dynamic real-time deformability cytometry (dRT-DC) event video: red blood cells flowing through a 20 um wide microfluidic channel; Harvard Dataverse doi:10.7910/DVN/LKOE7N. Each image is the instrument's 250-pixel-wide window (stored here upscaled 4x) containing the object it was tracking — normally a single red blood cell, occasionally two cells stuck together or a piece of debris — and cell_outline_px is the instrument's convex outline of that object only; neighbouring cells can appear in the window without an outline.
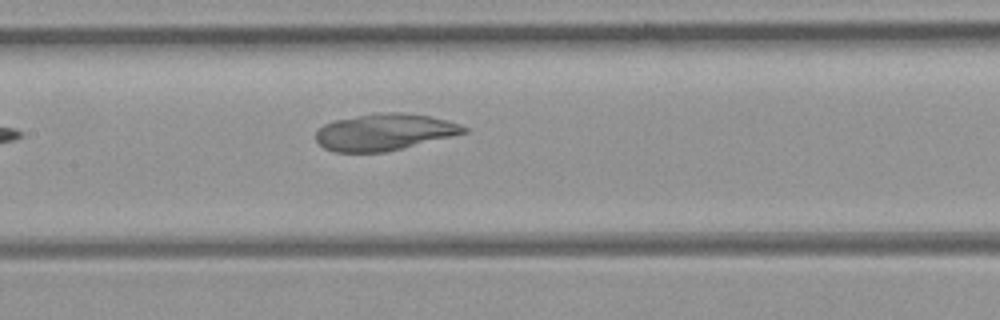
{"species": "common noctule bat (a hibernating species)", "species_latin": "Nyctalus noctula", "temperature_condition": "room temperature", "stored_images_in_passage": 8, "camera_frame_rate_fps": 3000, "um_per_image_px": 0.085, "animal": {"sex": "female", "body_mass_g": 21.9}, "frame": {"image": 1, "passage_image": 8, "time_ms": 2.333, "image_size_px": [1000, 320], "cell_outline_px": [[468, 132], [452, 136], [384, 152], [336, 152], [324, 148], [316, 140], [316, 132], [324, 124], [336, 120], [380, 112], [400, 112], [428, 116], [460, 124], [468, 128]], "centroid_in_image_um": [32.66, 11.23], "position_along_channel_um": 174.7, "area_um2": 31.15}}